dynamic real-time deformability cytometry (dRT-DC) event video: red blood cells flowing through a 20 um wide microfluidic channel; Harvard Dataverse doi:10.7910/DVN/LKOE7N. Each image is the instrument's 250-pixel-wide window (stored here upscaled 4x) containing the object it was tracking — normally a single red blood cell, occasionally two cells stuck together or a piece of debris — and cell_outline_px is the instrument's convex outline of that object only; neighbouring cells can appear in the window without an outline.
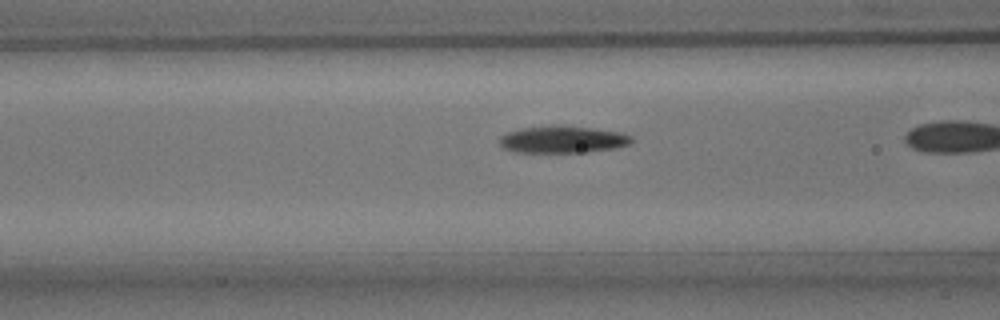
{"species": "common noctule bat (a hibernating species)", "species_latin": "Nyctalus noctula", "temperature_condition": "room temperature", "stored_images_in_passage": 34, "camera_frame_rate_fps": 3000, "um_per_image_px": 0.085, "animal": {"sex": "male", "body_mass_g": 15.6}, "frame": {"image": 1, "passage_image": 17, "time_ms": 5.333, "image_size_px": [1000, 320], "cell_outline_px": [[632, 140], [628, 144], [616, 148], [588, 152], [512, 152], [500, 148], [496, 140], [500, 136], [508, 132], [524, 128], [556, 124], [560, 124], [592, 128], [620, 132], [632, 136]], "centroid_in_image_um": [47.75, 11.85], "position_along_channel_um": 118.8, "area_um2": 21.21}}
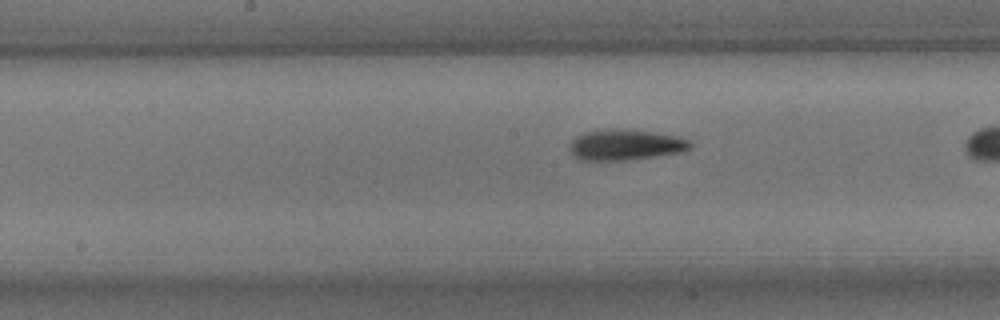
{"frame": {"image": 2, "passage_image": 23, "time_ms": 7.333, "image_size_px": [1000, 320], "cell_outline_px": [[692, 148], [684, 152], [624, 160], [584, 160], [576, 156], [568, 148], [572, 140], [576, 136], [584, 132], [608, 128], [616, 128], [656, 132], [680, 136], [692, 140]], "centroid_in_image_um": [53.23, 12.28], "position_along_channel_um": 195.0, "area_um2": 21.85}}
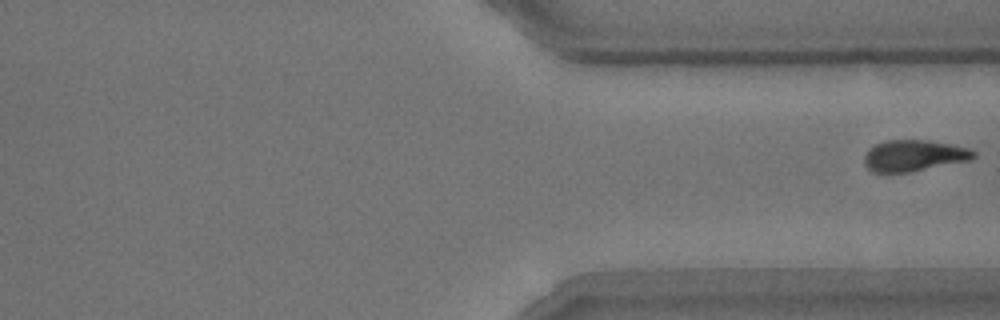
{"frame": {"image": 3, "passage_image": 34, "time_ms": 11.0, "image_size_px": [1000, 320], "cell_outline_px": [[976, 156], [972, 160], [908, 172], [872, 172], [864, 164], [864, 156], [876, 144], [888, 140], [928, 140], [952, 144], [968, 148], [976, 152]], "centroid_in_image_um": [77.73, 13.23], "position_along_channel_um": 333.7, "area_um2": 19.83}}